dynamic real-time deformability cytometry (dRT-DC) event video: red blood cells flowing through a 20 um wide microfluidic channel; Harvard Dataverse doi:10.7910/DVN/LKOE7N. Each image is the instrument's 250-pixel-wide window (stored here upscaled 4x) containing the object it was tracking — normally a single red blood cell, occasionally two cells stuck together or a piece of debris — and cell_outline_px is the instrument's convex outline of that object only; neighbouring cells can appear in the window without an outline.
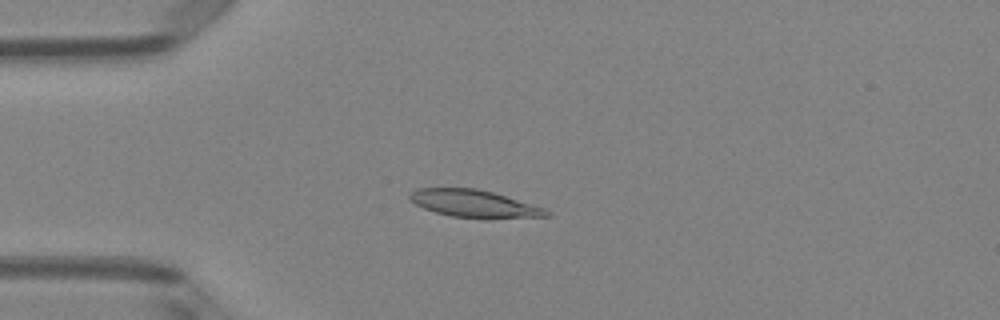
{"species": "Egyptian fruit bat (a non-hibernating species)", "species_latin": "Rousettus aegyptiacus", "temperature_condition": "room temperature", "stored_images_in_passage": 6, "camera_frame_rate_fps": 3000, "um_per_image_px": 0.085, "animal": {"sex": "female"}, "frame": {"image": 1, "passage_image": 3, "time_ms": 0.667, "image_size_px": [1000, 320], "cell_outline_px": [[552, 216], [488, 220], [452, 216], [436, 212], [424, 208], [416, 204], [408, 196], [416, 188], [476, 188], [492, 192], [544, 208], [552, 212]], "centroid_in_image_um": [40.37, 17.34], "position_along_channel_um": 44.6, "area_um2": 22.08}}
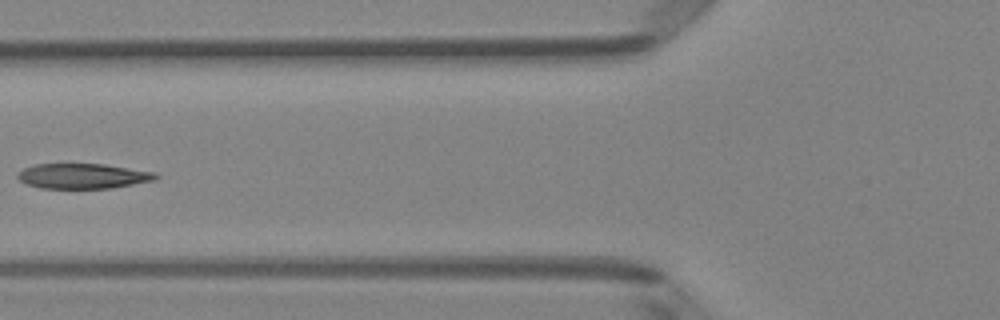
{"frame": {"image": 2, "passage_image": 5, "time_ms": 1.333, "image_size_px": [1000, 320], "cell_outline_px": [[160, 176], [156, 180], [112, 188], [40, 188], [24, 184], [16, 176], [16, 172], [24, 168], [36, 164], [104, 164], [156, 172]], "centroid_in_image_um": [7.04, 14.96], "position_along_channel_um": 118.8, "area_um2": 20.4}}
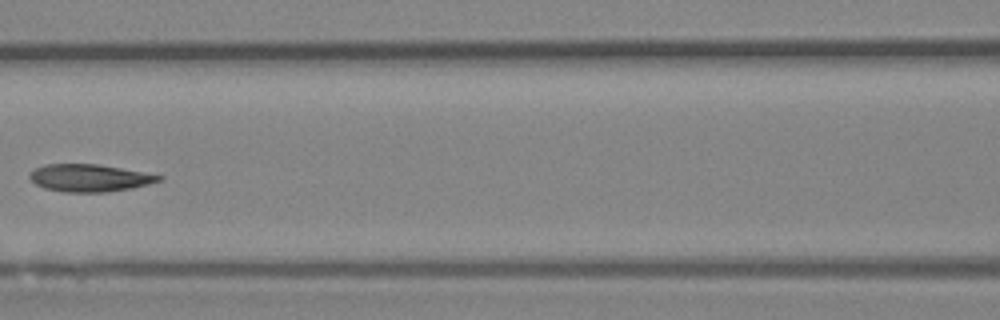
{"frame": {"image": 3, "passage_image": 6, "time_ms": 1.667, "image_size_px": [1000, 320], "cell_outline_px": [[164, 180], [132, 188], [108, 192], [64, 192], [44, 188], [36, 184], [28, 176], [36, 168], [44, 164], [96, 164], [120, 168], [164, 176]], "centroid_in_image_um": [7.63, 15.13], "position_along_channel_um": 159.0, "area_um2": 20.52}}